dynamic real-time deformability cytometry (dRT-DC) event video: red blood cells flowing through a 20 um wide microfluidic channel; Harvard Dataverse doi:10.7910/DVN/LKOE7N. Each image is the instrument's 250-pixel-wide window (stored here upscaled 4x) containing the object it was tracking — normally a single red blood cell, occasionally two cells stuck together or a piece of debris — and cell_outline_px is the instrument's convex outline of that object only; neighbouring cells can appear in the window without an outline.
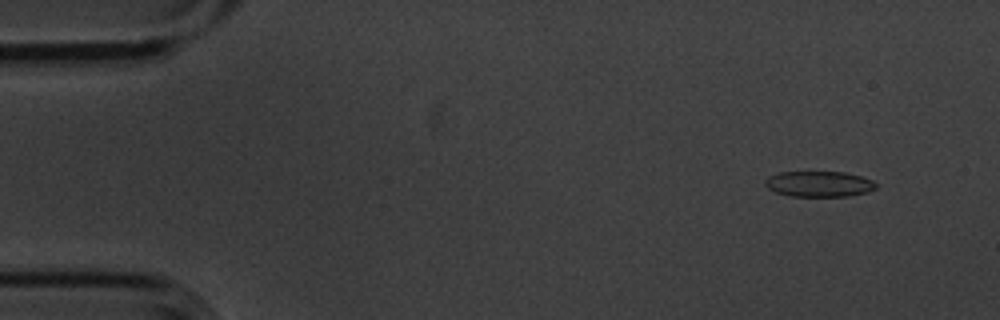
{"species": "common noctule bat (a hibernating species)", "species_latin": "Nyctalus noctula", "temperature_condition": "cold", "stored_images_in_passage": 4, "camera_frame_rate_fps": 3000, "um_per_image_px": 0.085, "animal": {"sex": "male", "body_mass_g": 20.1, "forearm_length_mm": 53.5}, "frame": {"image": 1, "passage_image": 2, "time_ms": 0.333, "image_size_px": [1000, 320], "cell_outline_px": [[876, 188], [868, 192], [848, 196], [788, 196], [776, 192], [768, 188], [764, 184], [764, 180], [768, 176], [780, 172], [844, 172], [860, 176], [872, 180], [876, 184]], "centroid_in_image_um": [69.59, 15.64], "position_along_channel_um": 15.4, "area_um2": 16.59}}
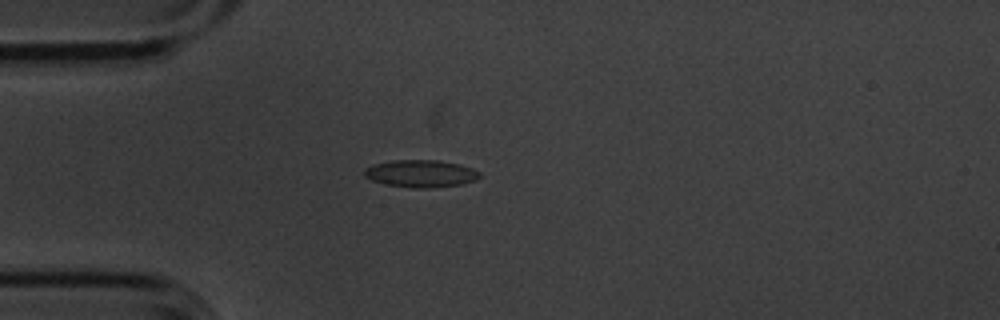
{"frame": {"image": 2, "passage_image": 4, "time_ms": 1.0, "image_size_px": [1000, 320], "cell_outline_px": [[480, 176], [476, 180], [464, 184], [432, 188], [412, 188], [388, 184], [372, 180], [364, 176], [364, 168], [372, 164], [392, 160], [436, 160], [460, 164], [472, 168], [480, 172]], "centroid_in_image_um": [35.78, 14.75], "position_along_channel_um": 49.2, "area_um2": 18.5}}